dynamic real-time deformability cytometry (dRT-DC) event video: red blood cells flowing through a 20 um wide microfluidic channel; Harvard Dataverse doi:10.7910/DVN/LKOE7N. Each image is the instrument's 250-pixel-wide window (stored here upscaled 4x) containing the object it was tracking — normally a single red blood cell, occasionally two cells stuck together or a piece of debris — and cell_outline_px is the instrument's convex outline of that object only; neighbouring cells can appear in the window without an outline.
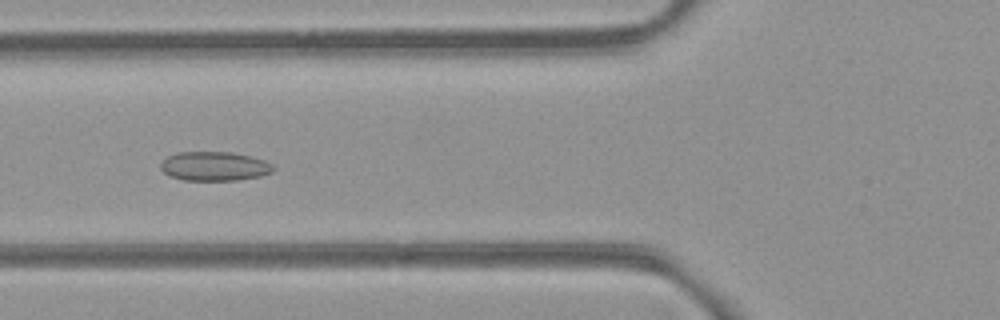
{"species": "common noctule bat (a hibernating species)", "species_latin": "Nyctalus noctula", "temperature_condition": "room temperature", "stored_images_in_passage": 37, "camera_frame_rate_fps": 3000, "um_per_image_px": 0.085, "animal": {"sex": "female", "body_mass_g": 21.9}, "frame": {"image": 1, "passage_image": 5, "time_ms": 1.333, "image_size_px": [1000, 320], "cell_outline_px": [[276, 168], [272, 172], [260, 176], [236, 180], [184, 180], [172, 176], [164, 172], [160, 168], [160, 164], [168, 156], [176, 152], [232, 152], [264, 160], [272, 164]], "centroid_in_image_um": [18.23, 14.12], "position_along_channel_um": 107.6, "area_um2": 19.02}}
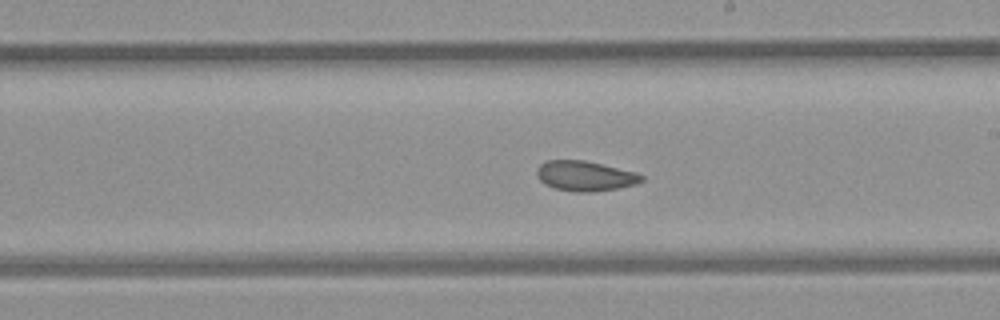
{"frame": {"image": 2, "passage_image": 15, "time_ms": 4.667, "image_size_px": [1000, 320], "cell_outline_px": [[644, 180], [636, 184], [616, 188], [592, 192], [576, 192], [552, 188], [544, 184], [540, 180], [536, 172], [540, 164], [548, 160], [584, 160], [636, 172], [644, 176]], "centroid_in_image_um": [49.72, 14.96], "position_along_channel_um": 239.3, "area_um2": 18.32}}
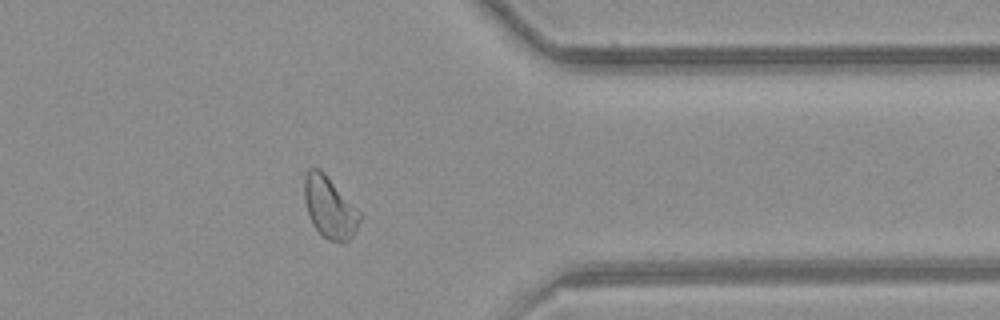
{"frame": {"image": 3, "passage_image": 27, "time_ms": 8.667, "image_size_px": [1000, 320], "cell_outline_px": [[360, 220], [356, 232], [344, 244], [328, 240], [312, 224], [304, 200], [304, 176], [308, 168], [320, 168], [324, 172], [360, 212]], "centroid_in_image_um": [28.01, 17.63], "position_along_channel_um": 383.4, "area_um2": 19.83}, "authors_computed_cell_mechanics": {"area_um2": 19.0162, "velocity_mm_per_s": 3.9397, "shape_relaxation_time_tau1_ms": null, "shape_relaxation_time_tau2_ms": 1.8079, "deformation_change_tau1": null, "deformation_change_tau2": 0.0711}}